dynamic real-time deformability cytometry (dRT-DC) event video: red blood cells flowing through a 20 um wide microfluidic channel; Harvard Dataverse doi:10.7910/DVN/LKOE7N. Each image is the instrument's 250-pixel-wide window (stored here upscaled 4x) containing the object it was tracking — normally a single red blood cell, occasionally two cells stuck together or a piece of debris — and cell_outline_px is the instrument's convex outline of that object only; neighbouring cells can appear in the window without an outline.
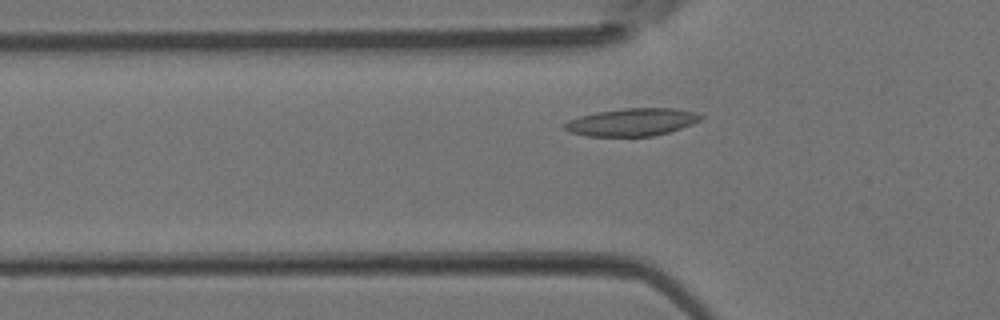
{"species": "Egyptian fruit bat (a non-hibernating species)", "species_latin": "Rousettus aegyptiacus", "temperature_condition": "room temperature", "stored_images_in_passage": 2, "camera_frame_rate_fps": 3000, "um_per_image_px": 0.085, "animal": {"sex": "female"}, "frame": {"image": 1, "passage_image": 2, "time_ms": 0.333, "image_size_px": [1000, 320], "cell_outline_px": [[704, 116], [700, 120], [692, 124], [668, 132], [652, 136], [588, 136], [568, 132], [564, 128], [564, 124], [568, 120], [580, 116], [596, 112], [624, 108], [672, 108], [696, 112]], "centroid_in_image_um": [53.7, 10.38], "position_along_channel_um": 72.1, "area_um2": 21.85}}